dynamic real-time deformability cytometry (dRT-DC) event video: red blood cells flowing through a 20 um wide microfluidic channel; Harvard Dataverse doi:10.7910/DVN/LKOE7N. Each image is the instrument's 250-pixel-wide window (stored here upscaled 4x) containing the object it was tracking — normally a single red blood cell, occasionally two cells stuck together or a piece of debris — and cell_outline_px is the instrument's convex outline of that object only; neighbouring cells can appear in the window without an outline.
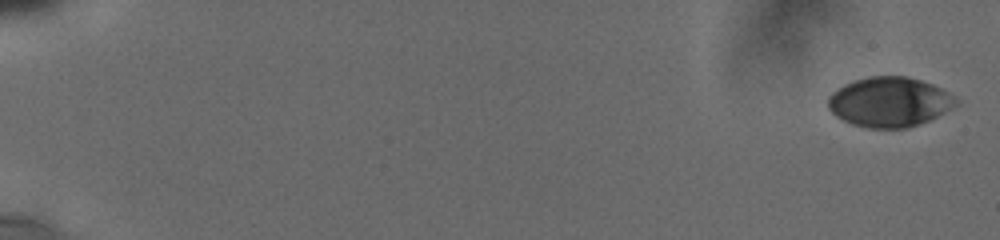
{"species": "human", "species_latin": "Homo sapiens", "temperature_condition": "cold", "stored_images_in_passage": 10, "camera_frame_rate_fps": 3000, "um_per_image_px": 0.085, "donor": {"sex": "male"}, "frame": {"image": 1, "passage_image": 1, "time_ms": 0.0, "image_size_px": [1000, 240], "cell_outline_px": [[956, 104], [936, 116], [928, 120], [908, 128], [868, 128], [852, 124], [836, 116], [828, 108], [828, 96], [832, 92], [844, 84], [852, 80], [868, 76], [908, 76], [932, 84], [940, 88], [952, 96], [956, 100]], "centroid_in_image_um": [75.53, 8.66], "position_along_channel_um": 9.5, "area_um2": 36.82}}